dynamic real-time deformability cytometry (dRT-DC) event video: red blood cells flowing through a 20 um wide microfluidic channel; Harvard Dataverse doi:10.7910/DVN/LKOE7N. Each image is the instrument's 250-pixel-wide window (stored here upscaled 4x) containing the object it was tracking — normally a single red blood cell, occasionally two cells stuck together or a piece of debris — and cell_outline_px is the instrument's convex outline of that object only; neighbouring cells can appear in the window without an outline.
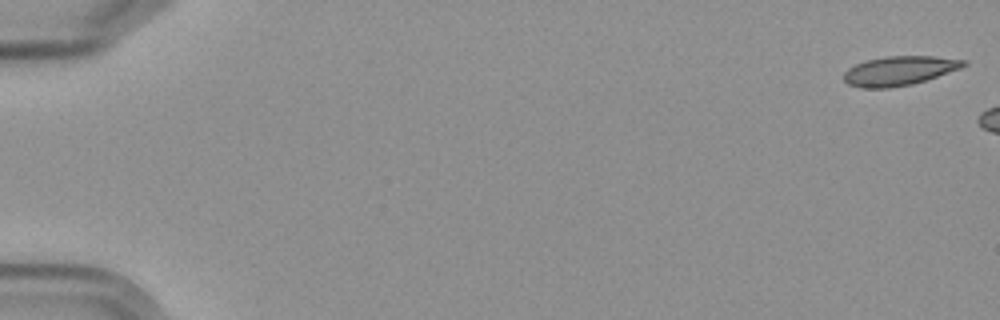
{"species": "Egyptian fruit bat (a non-hibernating species)", "species_latin": "Rousettus aegyptiacus", "temperature_condition": "cold", "stored_images_in_passage": 4, "camera_frame_rate_fps": 3000, "um_per_image_px": 0.085, "frame": {"image": 1, "passage_image": 1, "time_ms": 0.0, "image_size_px": [1000, 320], "cell_outline_px": [[968, 64], [960, 68], [912, 84], [888, 88], [860, 88], [848, 84], [844, 80], [844, 72], [848, 68], [864, 60], [884, 56], [936, 56], [968, 60]], "centroid_in_image_um": [76.42, 6.0], "position_along_channel_um": 8.6, "area_um2": 20.46}}